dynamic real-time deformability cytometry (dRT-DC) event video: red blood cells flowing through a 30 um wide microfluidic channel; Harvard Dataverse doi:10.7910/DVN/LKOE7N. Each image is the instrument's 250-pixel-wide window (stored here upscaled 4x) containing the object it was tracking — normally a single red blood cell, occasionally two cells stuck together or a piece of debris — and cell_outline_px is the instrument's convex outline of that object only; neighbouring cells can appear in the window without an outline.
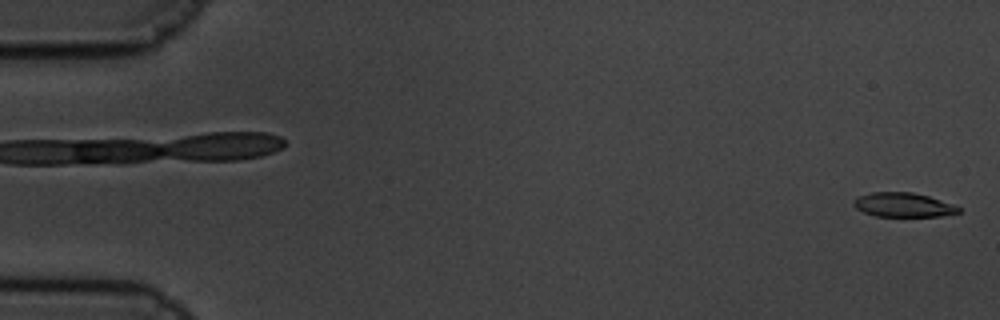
{"species": "common noctule bat (a hibernating species)", "species_latin": "Nyctalus noctula", "temperature_condition": "cold", "stored_images_in_passage": 60, "camera_frame_rate_fps": 3000, "um_per_image_px": 0.085, "animal": {"sex": "male", "body_mass_g": 19.5, "forearm_length_mm": 54.6}, "frame": {"image": 1, "passage_image": 1, "time_ms": 0.0, "image_size_px": [1000, 320], "cell_outline_px": [[960, 212], [940, 216], [876, 216], [864, 212], [856, 208], [852, 204], [852, 200], [860, 196], [872, 192], [912, 192], [928, 196], [952, 204], [960, 208]], "centroid_in_image_um": [76.75, 17.41], "position_along_channel_um": 8.3, "area_um2": 14.68}}
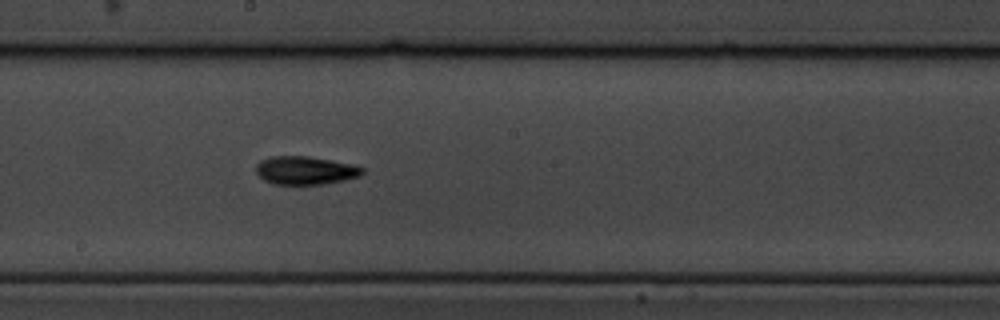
{"frame": {"image": 2, "passage_image": 33, "time_ms": 10.667, "image_size_px": [1000, 320], "cell_outline_px": [[364, 172], [360, 176], [344, 180], [324, 184], [272, 184], [264, 180], [256, 172], [256, 164], [260, 160], [268, 156], [308, 156], [352, 164], [364, 168]], "centroid_in_image_um": [25.93, 14.48], "position_along_channel_um": 222.3, "area_um2": 17.57}}
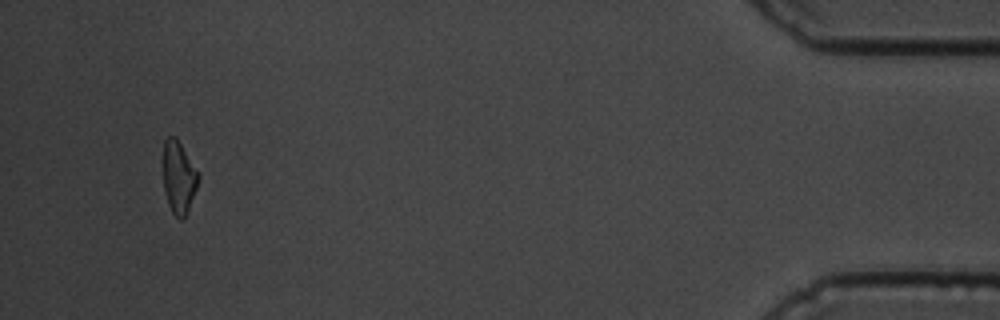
{"frame": {"image": 3, "passage_image": 57, "time_ms": 18.667, "image_size_px": [1000, 320], "cell_outline_px": [[200, 176], [196, 188], [184, 220], [180, 220], [172, 212], [168, 204], [164, 188], [164, 140], [168, 136], [176, 136], [200, 172]], "centroid_in_image_um": [15.22, 15.05], "position_along_channel_um": 420.0, "area_um2": 14.91}, "authors_computed_cell_mechanics": {"area_um2": 16.2996, "velocity_mm_per_s": 3.3663, "shape_relaxation_time_tau1_ms": 2.9421, "shape_relaxation_time_tau2_ms": 5.7091, "deformation_change_tau1": 0.1614, "deformation_change_tau2": 0.1319}}